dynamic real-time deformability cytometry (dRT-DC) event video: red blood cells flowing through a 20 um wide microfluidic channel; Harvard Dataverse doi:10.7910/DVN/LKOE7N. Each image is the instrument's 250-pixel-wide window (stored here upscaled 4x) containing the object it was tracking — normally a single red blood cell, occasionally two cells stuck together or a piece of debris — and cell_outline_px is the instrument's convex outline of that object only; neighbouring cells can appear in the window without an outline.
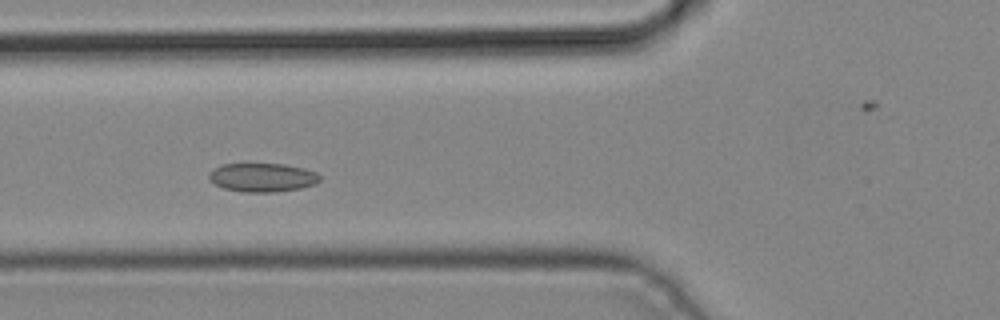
{"species": "common noctule bat (a hibernating species)", "species_latin": "Nyctalus noctula", "temperature_condition": "cold", "stored_images_in_passage": 5, "camera_frame_rate_fps": 3000, "um_per_image_px": 0.085, "animal": {"sex": "male", "body_mass_g": 19.2, "forearm_length_mm": 51.8}, "frame": {"image": 1, "passage_image": 4, "time_ms": 1.0, "image_size_px": [1000, 320], "cell_outline_px": [[320, 180], [316, 184], [300, 188], [276, 192], [244, 192], [224, 188], [216, 184], [208, 176], [208, 172], [212, 168], [220, 164], [284, 164], [304, 168], [316, 172], [320, 176]], "centroid_in_image_um": [22.31, 15.07], "position_along_channel_um": 103.5, "area_um2": 18.61}}